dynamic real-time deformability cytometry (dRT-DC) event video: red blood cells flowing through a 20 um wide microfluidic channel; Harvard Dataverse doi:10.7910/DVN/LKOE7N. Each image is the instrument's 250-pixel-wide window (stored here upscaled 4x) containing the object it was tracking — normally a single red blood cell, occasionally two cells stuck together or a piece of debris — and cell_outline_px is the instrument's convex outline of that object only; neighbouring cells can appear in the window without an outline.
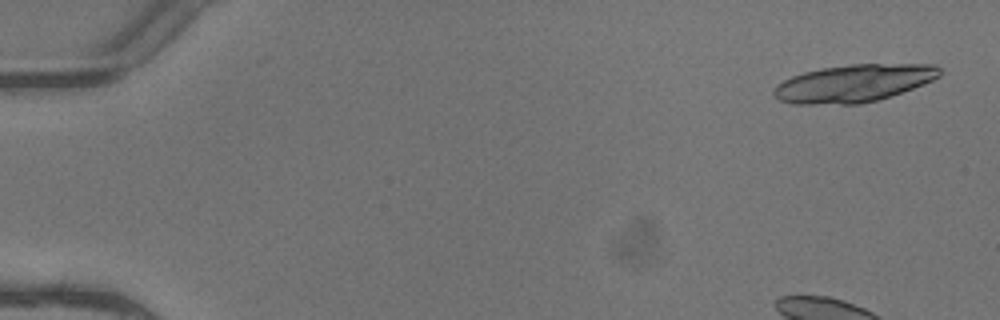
{"species": "common noctule bat (a hibernating species)", "species_latin": "Nyctalus noctula", "temperature_condition": "warm", "stored_images_in_passage": 4, "camera_frame_rate_fps": 3000, "um_per_image_px": 0.085, "animal": {"sex": "female"}, "frame": {"image": 1, "passage_image": 1, "time_ms": 0.0, "image_size_px": [1000, 320], "cell_outline_px": [[940, 76], [924, 84], [876, 100], [860, 104], [792, 104], [780, 100], [772, 92], [772, 88], [776, 84], [792, 76], [804, 72], [820, 68], [852, 64], [936, 64], [940, 68]], "centroid_in_image_um": [72.54, 7.07], "position_along_channel_um": 12.5, "area_um2": 36.18}}